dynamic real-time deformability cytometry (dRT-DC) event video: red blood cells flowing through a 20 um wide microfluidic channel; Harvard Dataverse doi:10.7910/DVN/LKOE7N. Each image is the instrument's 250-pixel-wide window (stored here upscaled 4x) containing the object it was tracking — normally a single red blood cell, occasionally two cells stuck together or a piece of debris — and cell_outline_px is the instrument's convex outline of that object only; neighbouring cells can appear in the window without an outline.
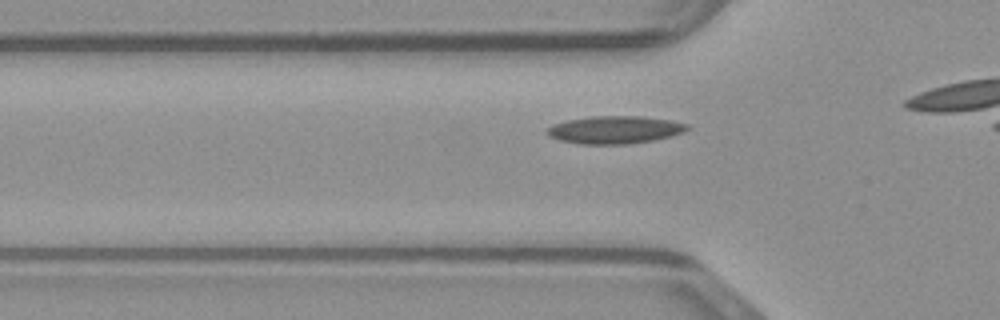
{"species": "common noctule bat (a hibernating species)", "species_latin": "Nyctalus noctula", "temperature_condition": "warm", "stored_images_in_passage": 21, "camera_frame_rate_fps": 3000, "um_per_image_px": 0.085, "animal": {"sex": "male", "body_mass_g": 23.1, "forearm_length_mm": 52.7}, "frame": {"image": 1, "passage_image": 10, "time_ms": 3.0, "image_size_px": [1000, 320], "cell_outline_px": [[688, 128], [684, 132], [672, 136], [652, 140], [628, 144], [580, 144], [560, 140], [548, 136], [544, 132], [552, 124], [568, 120], [592, 116], [640, 116], [672, 120], [688, 124]], "centroid_in_image_um": [52.24, 11.03], "position_along_channel_um": 73.6, "area_um2": 22.66}}